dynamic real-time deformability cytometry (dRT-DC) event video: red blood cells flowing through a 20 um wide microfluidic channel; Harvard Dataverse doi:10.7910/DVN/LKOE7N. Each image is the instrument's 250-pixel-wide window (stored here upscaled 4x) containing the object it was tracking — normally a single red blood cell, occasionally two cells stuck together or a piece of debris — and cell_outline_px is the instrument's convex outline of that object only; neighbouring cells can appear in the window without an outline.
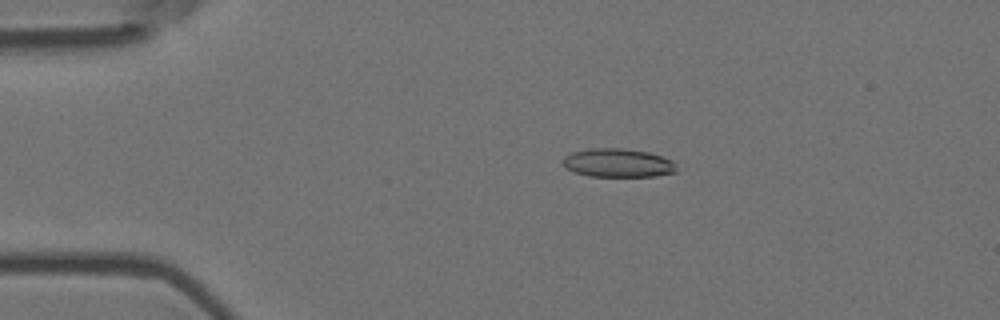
{"species": "Egyptian fruit bat (a non-hibernating species)", "species_latin": "Rousettus aegyptiacus", "temperature_condition": "room temperature", "stored_images_in_passage": 6, "camera_frame_rate_fps": 3000, "um_per_image_px": 0.085, "animal": {"sex": "female"}, "frame": {"image": 1, "passage_image": 4, "time_ms": 1.0, "image_size_px": [1000, 320], "cell_outline_px": [[676, 172], [656, 176], [588, 176], [564, 168], [564, 156], [572, 152], [588, 148], [620, 148], [648, 152], [672, 160], [676, 164]], "centroid_in_image_um": [52.52, 13.84], "position_along_channel_um": 32.5, "area_um2": 18.9}}
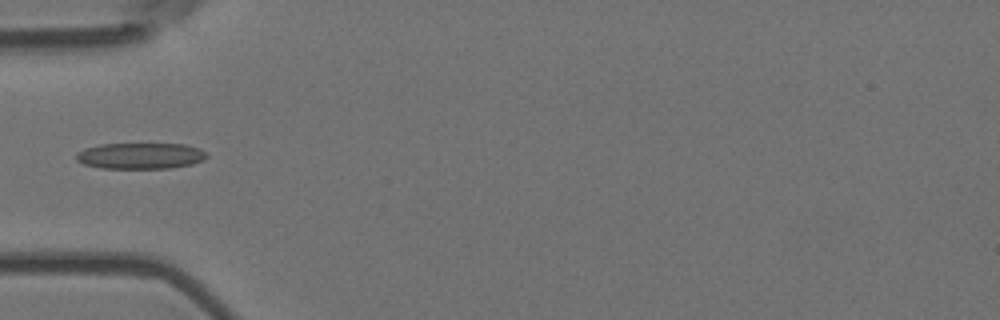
{"frame": {"image": 2, "passage_image": 6, "time_ms": 1.667, "image_size_px": [1000, 320], "cell_outline_px": [[208, 156], [204, 160], [192, 164], [168, 168], [100, 168], [84, 164], [76, 160], [76, 152], [84, 148], [100, 144], [184, 144], [200, 148]], "centroid_in_image_um": [11.92, 13.24], "position_along_channel_um": 73.1, "area_um2": 19.88}}